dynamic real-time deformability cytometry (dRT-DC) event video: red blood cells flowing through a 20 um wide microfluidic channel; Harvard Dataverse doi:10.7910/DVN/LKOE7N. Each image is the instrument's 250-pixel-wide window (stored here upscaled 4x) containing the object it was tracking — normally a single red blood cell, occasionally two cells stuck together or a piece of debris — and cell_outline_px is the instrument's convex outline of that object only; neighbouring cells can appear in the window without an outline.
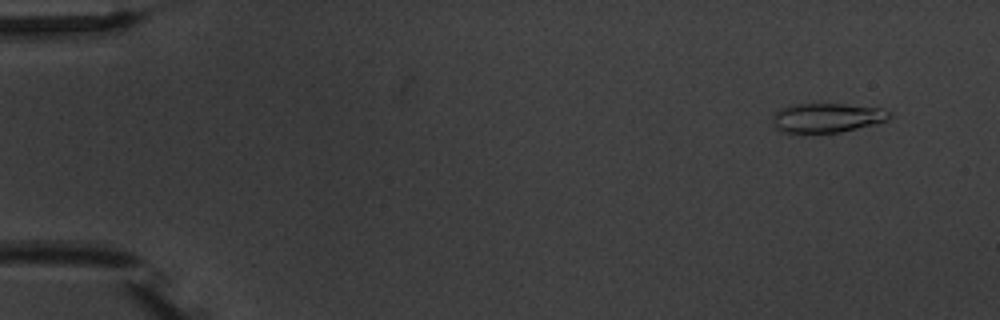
{"species": "common noctule bat (a hibernating species)", "species_latin": "Nyctalus noctula", "temperature_condition": "warm", "stored_images_in_passage": 7, "camera_frame_rate_fps": 3000, "um_per_image_px": 0.085, "animal": {"sex": "male", "body_mass_g": 20.1, "forearm_length_mm": 53.5}, "frame": {"image": 1, "passage_image": 2, "time_ms": 1.0, "image_size_px": [1000, 320], "cell_outline_px": [[892, 116], [888, 120], [840, 132], [784, 132], [776, 128], [772, 116], [780, 108], [792, 104], [844, 104], [880, 108], [892, 112]], "centroid_in_image_um": [70.3, 9.99], "position_along_channel_um": 14.7, "area_um2": 19.71}}
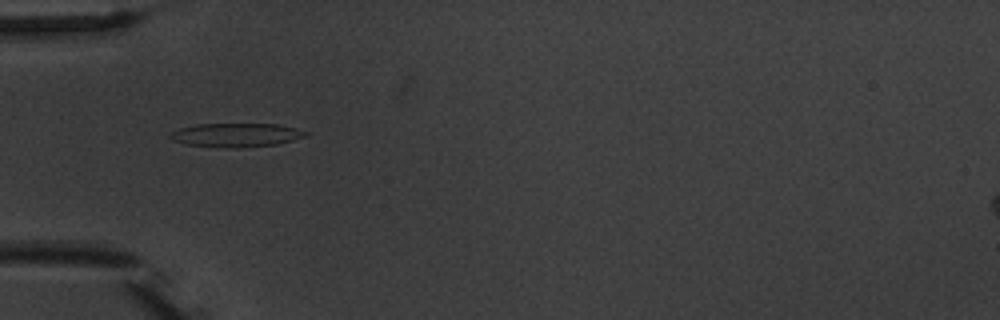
{"frame": {"image": 2, "passage_image": 6, "time_ms": 5.667, "image_size_px": [1000, 320], "cell_outline_px": [[308, 136], [276, 144], [240, 148], [216, 148], [184, 144], [172, 140], [168, 136], [172, 132], [180, 128], [196, 124], [276, 124], [296, 128], [308, 132]], "centroid_in_image_um": [20.04, 11.49], "position_along_channel_um": 65.0, "area_um2": 18.96}}